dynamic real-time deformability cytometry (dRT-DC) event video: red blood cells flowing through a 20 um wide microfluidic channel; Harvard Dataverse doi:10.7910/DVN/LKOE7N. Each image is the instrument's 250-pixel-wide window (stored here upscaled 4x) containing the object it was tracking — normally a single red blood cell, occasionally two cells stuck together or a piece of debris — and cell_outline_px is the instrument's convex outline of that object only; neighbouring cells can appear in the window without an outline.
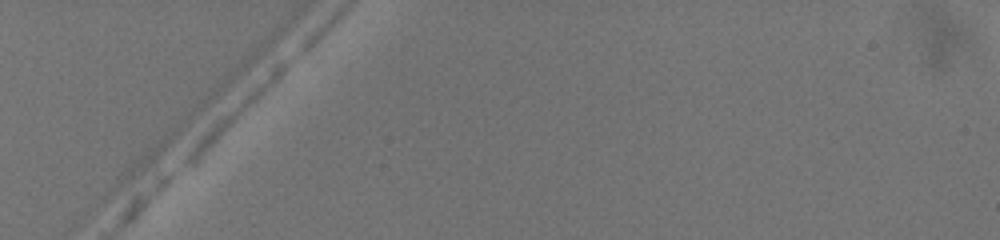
{"species": "common noctule bat (a hibernating species)", "species_latin": "Nyctalus noctula", "temperature_condition": "warm", "stored_images_in_passage": 1, "camera_frame_rate_fps": 3000, "um_per_image_px": 0.085, "animal": {"sex": "female", "body_mass_g": 19.5, "forearm_length_mm": 54.1}, "frame": {"image": 1, "passage_image": 1, "time_ms": 0.0, "image_size_px": [1000, 240], "cell_outline_px": [[292, 60], [232, 120], [188, 160], [180, 164], [180, 160], [196, 136], [216, 116], [280, 60], [288, 56], [292, 56]], "centroid_in_image_um": [19.85, 9.31], "position_along_channel_um": 65.1, "area_um2": 11.91}}